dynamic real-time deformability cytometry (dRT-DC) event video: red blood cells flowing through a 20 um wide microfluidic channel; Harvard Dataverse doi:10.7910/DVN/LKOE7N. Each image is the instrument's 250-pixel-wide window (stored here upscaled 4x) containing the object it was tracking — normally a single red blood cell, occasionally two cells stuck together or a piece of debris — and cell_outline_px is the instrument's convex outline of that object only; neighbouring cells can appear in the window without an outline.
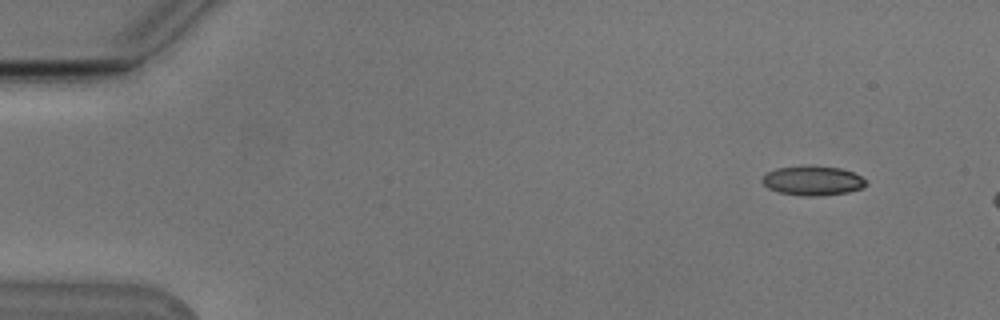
{"species": "Egyptian fruit bat (a non-hibernating species)", "species_latin": "Rousettus aegyptiacus", "temperature_condition": "cold", "stored_images_in_passage": 48, "camera_frame_rate_fps": 3000, "um_per_image_px": 0.085, "animal": {"sex": "male"}, "frame": {"image": 1, "passage_image": 1, "time_ms": 0.0, "image_size_px": [1000, 320], "cell_outline_px": [[868, 184], [860, 188], [848, 192], [812, 196], [804, 196], [780, 192], [768, 188], [760, 180], [768, 172], [776, 168], [808, 164], [840, 168], [852, 172], [860, 176]], "centroid_in_image_um": [69.05, 15.33], "position_along_channel_um": 15.9, "area_um2": 17.8}}
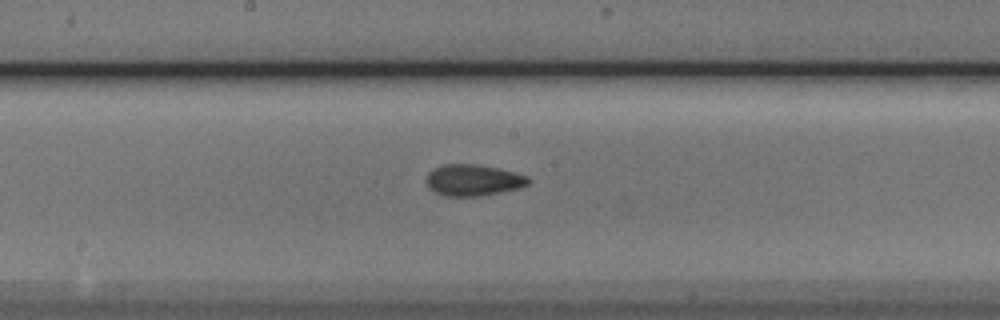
{"frame": {"image": 2, "passage_image": 25, "time_ms": 8.0, "image_size_px": [1000, 320], "cell_outline_px": [[532, 180], [528, 184], [520, 188], [480, 196], [444, 196], [428, 188], [428, 172], [444, 164], [476, 164], [496, 168], [528, 176]], "centroid_in_image_um": [40.24, 15.32], "position_along_channel_um": 208.0, "area_um2": 18.44}}
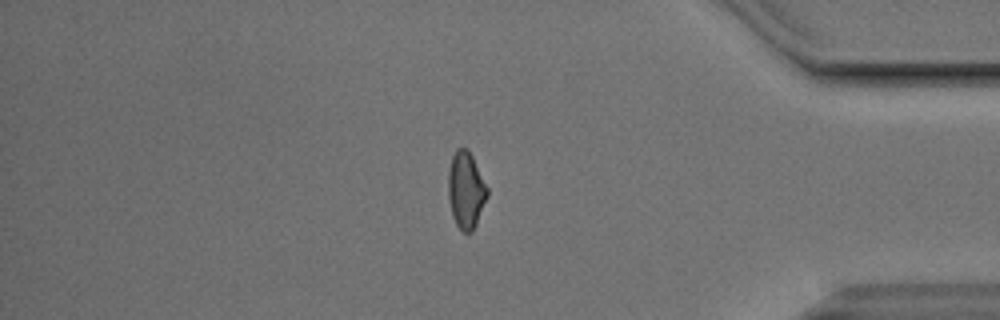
{"frame": {"image": 3, "passage_image": 42, "time_ms": 13.667, "image_size_px": [1000, 320], "cell_outline_px": [[488, 196], [476, 224], [472, 232], [464, 232], [456, 224], [452, 216], [448, 196], [448, 172], [452, 156], [456, 148], [468, 148], [488, 188]], "centroid_in_image_um": [39.6, 16.15], "position_along_channel_um": 395.6, "area_um2": 17.46}, "authors_computed_cell_mechanics": {"area_um2": 18.1781, "velocity_mm_per_s": 3.811, "shape_relaxation_time_tau1_ms": 4.4348, "shape_relaxation_time_tau2_ms": 2.5719, "deformation_change_tau1": 0.1048, "deformation_change_tau2": 0.0843}}